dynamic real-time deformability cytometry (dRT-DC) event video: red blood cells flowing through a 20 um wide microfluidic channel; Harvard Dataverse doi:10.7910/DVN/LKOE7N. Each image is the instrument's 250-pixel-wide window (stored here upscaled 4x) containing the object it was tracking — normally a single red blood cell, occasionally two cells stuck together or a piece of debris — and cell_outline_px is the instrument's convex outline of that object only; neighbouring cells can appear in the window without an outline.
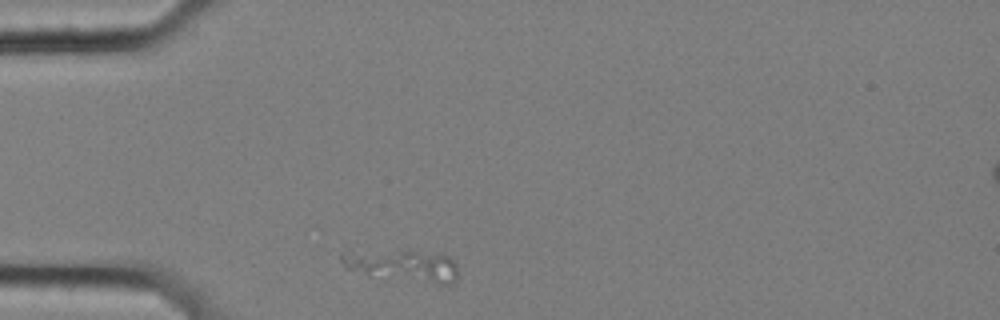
{"species": "common noctule bat (a hibernating species)", "species_latin": "Nyctalus noctula", "temperature_condition": "cold", "stored_images_in_passage": 46, "camera_frame_rate_fps": 3000, "um_per_image_px": 0.085, "animal": {"sex": "female", "body_mass_g": 25.1}, "frame": {"image": 1, "passage_image": 1, "time_ms": 0.0, "image_size_px": [1000, 320], "cell_outline_px": [[456, 284], [448, 288], [364, 272], [348, 268], [340, 260], [340, 252], [416, 252], [448, 256], [456, 264]], "centroid_in_image_um": [34.41, 22.64], "position_along_channel_um": 50.6, "area_um2": 20.81}}
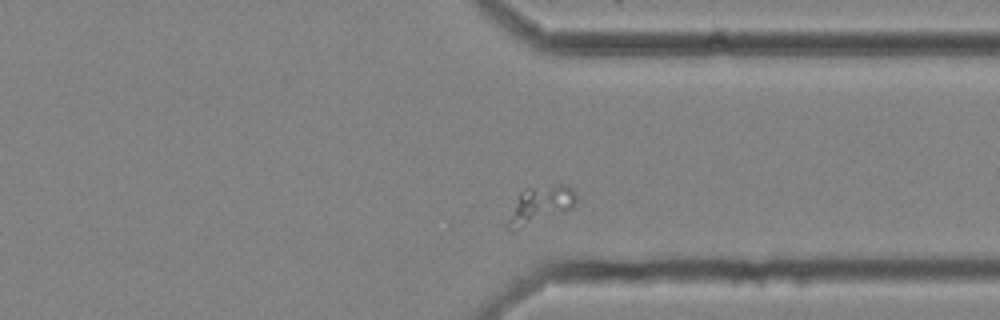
{"frame": {"image": 2, "passage_image": 31, "time_ms": 10.0, "image_size_px": [1000, 320], "cell_outline_px": [[576, 204], [572, 208], [516, 232], [508, 232], [504, 228], [504, 224], [520, 192], [524, 188], [560, 184], [568, 184], [576, 192]], "centroid_in_image_um": [45.86, 17.47], "position_along_channel_um": 365.5, "area_um2": 15.61}}
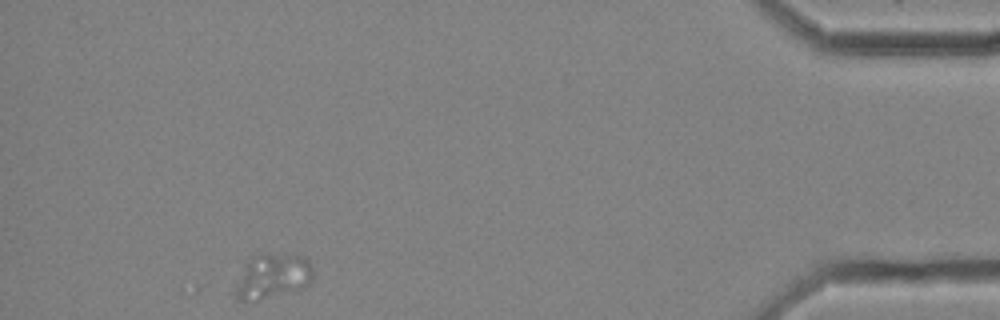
{"frame": {"image": 3, "passage_image": 41, "time_ms": 13.333, "image_size_px": [1000, 320], "cell_outline_px": [[312, 280], [308, 284], [296, 292], [256, 300], [240, 300], [236, 296], [236, 292], [244, 264], [256, 256], [304, 256], [308, 260], [312, 268]], "centroid_in_image_um": [23.23, 23.53], "position_along_channel_um": 412.0, "area_um2": 19.48}}